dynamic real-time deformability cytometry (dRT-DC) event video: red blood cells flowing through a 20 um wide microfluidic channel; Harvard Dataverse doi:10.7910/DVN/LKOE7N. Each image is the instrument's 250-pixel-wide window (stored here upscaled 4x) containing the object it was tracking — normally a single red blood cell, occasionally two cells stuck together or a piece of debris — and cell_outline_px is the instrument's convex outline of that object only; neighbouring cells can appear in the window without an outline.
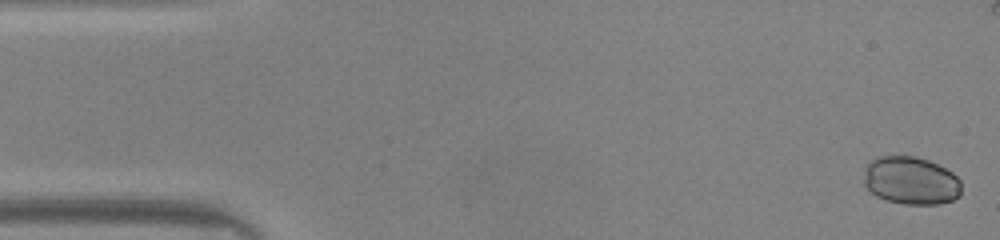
{"species": "common noctule bat (a hibernating species)", "species_latin": "Nyctalus noctula", "temperature_condition": "warm", "stored_images_in_passage": 13, "camera_frame_rate_fps": 3000, "um_per_image_px": 0.085, "animal": {"sex": "male", "body_mass_g": 20.0, "forearm_length_mm": 53.3}, "frame": {"image": 1, "passage_image": 1, "time_ms": 0.0, "image_size_px": [1000, 240], "cell_outline_px": [[960, 196], [952, 200], [940, 204], [904, 204], [884, 200], [876, 196], [864, 184], [864, 168], [876, 156], [912, 156], [928, 160], [952, 172], [960, 180]], "centroid_in_image_um": [77.41, 15.36], "position_along_channel_um": 7.6, "area_um2": 27.28}}